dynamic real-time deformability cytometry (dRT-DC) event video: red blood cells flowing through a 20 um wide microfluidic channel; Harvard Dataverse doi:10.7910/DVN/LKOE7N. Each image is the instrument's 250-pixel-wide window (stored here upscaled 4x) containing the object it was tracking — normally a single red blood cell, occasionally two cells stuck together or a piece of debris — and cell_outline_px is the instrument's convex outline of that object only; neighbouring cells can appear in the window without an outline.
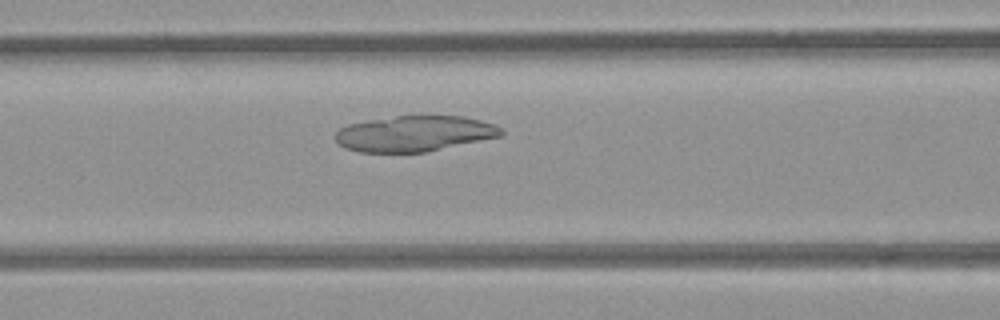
{"species": "common noctule bat (a hibernating species)", "species_latin": "Nyctalus noctula", "temperature_condition": "room temperature", "stored_images_in_passage": 49, "camera_frame_rate_fps": 3000, "um_per_image_px": 0.085, "animal": {"sex": "female", "body_mass_g": 21.9}, "frame": {"image": 1, "passage_image": 18, "time_ms": 5.667, "image_size_px": [1000, 320], "cell_outline_px": [[504, 132], [500, 136], [424, 152], [360, 152], [344, 148], [332, 136], [340, 128], [348, 124], [368, 120], [396, 116], [460, 116], [480, 120], [496, 124], [504, 128]], "centroid_in_image_um": [35.21, 11.35], "position_along_channel_um": 131.4, "area_um2": 34.39}}
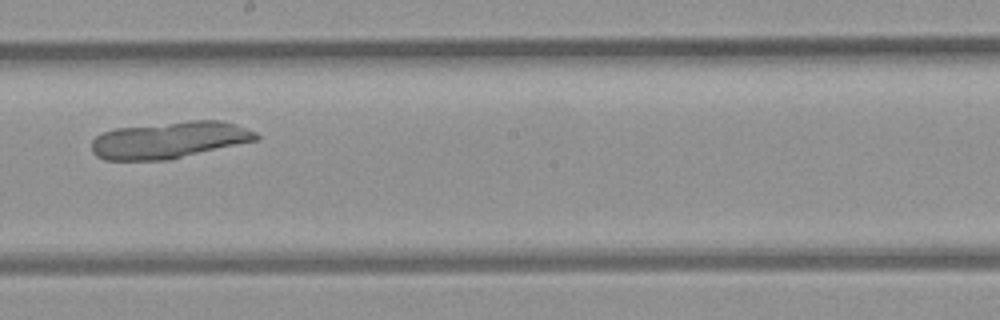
{"frame": {"image": 2, "passage_image": 26, "time_ms": 8.333, "image_size_px": [1000, 320], "cell_outline_px": [[260, 140], [168, 160], [104, 160], [96, 156], [92, 152], [92, 140], [96, 136], [104, 132], [116, 128], [188, 120], [220, 120], [236, 124], [256, 132], [260, 136]], "centroid_in_image_um": [14.43, 11.9], "position_along_channel_um": 233.8, "area_um2": 35.55}}
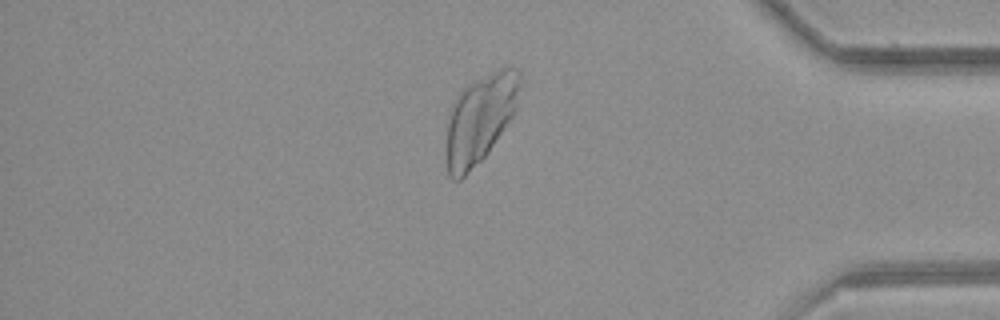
{"frame": {"image": 3, "passage_image": 41, "time_ms": 13.333, "image_size_px": [1000, 320], "cell_outline_px": [[520, 80], [516, 108], [512, 116], [484, 156], [460, 180], [452, 180], [448, 176], [448, 120], [456, 96], [468, 84], [500, 68], [516, 68], [520, 72]], "centroid_in_image_um": [40.81, 10.07], "position_along_channel_um": 394.4, "area_um2": 36.65}}